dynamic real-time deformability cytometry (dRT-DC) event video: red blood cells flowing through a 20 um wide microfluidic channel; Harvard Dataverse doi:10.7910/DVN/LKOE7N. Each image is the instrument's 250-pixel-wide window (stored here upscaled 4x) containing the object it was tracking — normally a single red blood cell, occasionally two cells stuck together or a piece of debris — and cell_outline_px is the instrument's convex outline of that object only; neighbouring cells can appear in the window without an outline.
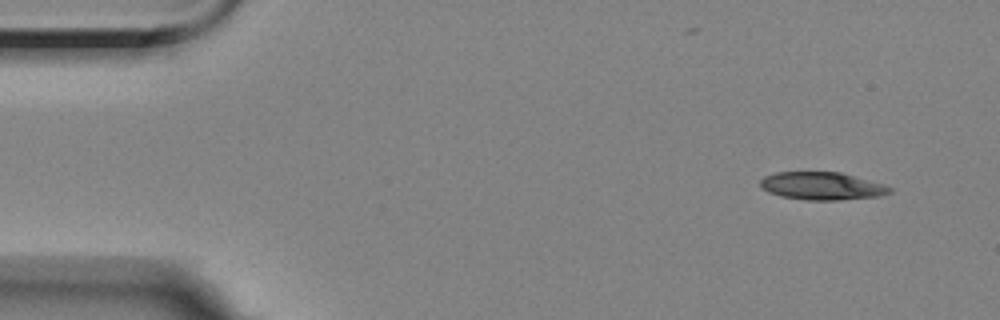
{"species": "Egyptian fruit bat (a non-hibernating species)", "species_latin": "Rousettus aegyptiacus", "temperature_condition": "room temperature", "stored_images_in_passage": 5, "camera_frame_rate_fps": 3000, "um_per_image_px": 0.085, "animal": {"sex": "female"}, "frame": {"image": 1, "passage_image": 1, "time_ms": 0.0, "image_size_px": [1000, 320], "cell_outline_px": [[892, 192], [880, 196], [840, 200], [804, 200], [780, 196], [768, 192], [760, 188], [760, 180], [764, 176], [776, 172], [840, 172], [884, 184], [892, 188]], "centroid_in_image_um": [69.85, 15.81], "position_along_channel_um": 15.2, "area_um2": 21.1}}
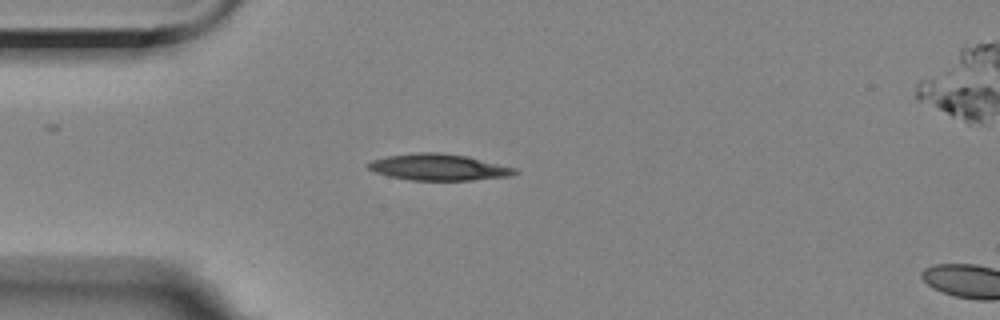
{"frame": {"image": 2, "passage_image": 4, "time_ms": 3.333, "image_size_px": [1000, 320], "cell_outline_px": [[520, 172], [508, 176], [472, 180], [408, 180], [388, 176], [376, 172], [368, 168], [368, 164], [372, 160], [388, 156], [420, 152], [436, 152], [468, 156], [516, 168]], "centroid_in_image_um": [37.3, 14.21], "position_along_channel_um": 47.7, "area_um2": 22.43}}